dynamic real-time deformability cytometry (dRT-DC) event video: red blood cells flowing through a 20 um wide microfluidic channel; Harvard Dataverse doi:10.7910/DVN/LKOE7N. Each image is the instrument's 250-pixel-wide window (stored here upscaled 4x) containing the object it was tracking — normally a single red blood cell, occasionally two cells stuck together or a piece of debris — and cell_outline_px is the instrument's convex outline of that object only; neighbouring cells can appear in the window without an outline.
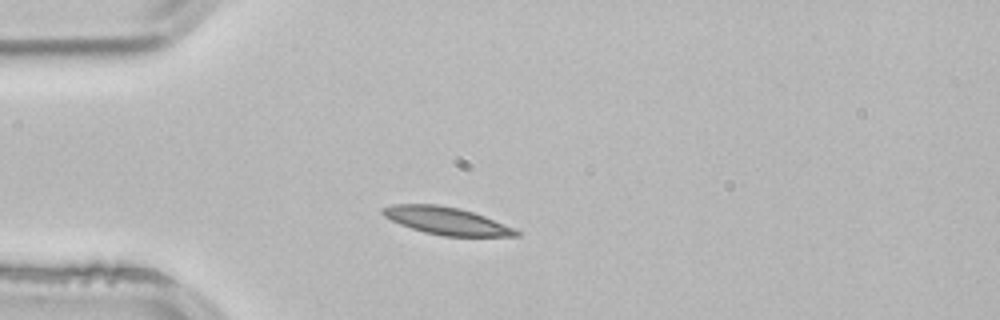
{"species": "common noctule bat (a hibernating species)", "species_latin": "Nyctalus noctula", "temperature_condition": "room temperature", "stored_images_in_passage": 1, "camera_frame_rate_fps": 3000, "um_per_image_px": 0.085, "animal": {"sex": "male", "body_mass_g": 21.5, "forearm_length_mm": 52.0}, "frame": {"image": 1, "passage_image": 1, "time_ms": 0.0, "image_size_px": [1000, 320], "cell_outline_px": [[520, 236], [444, 236], [424, 232], [400, 224], [384, 216], [380, 212], [380, 208], [392, 204], [436, 204], [460, 208], [484, 216], [516, 228], [520, 232]], "centroid_in_image_um": [37.95, 18.76], "position_along_channel_um": 47.1, "area_um2": 21.39}}